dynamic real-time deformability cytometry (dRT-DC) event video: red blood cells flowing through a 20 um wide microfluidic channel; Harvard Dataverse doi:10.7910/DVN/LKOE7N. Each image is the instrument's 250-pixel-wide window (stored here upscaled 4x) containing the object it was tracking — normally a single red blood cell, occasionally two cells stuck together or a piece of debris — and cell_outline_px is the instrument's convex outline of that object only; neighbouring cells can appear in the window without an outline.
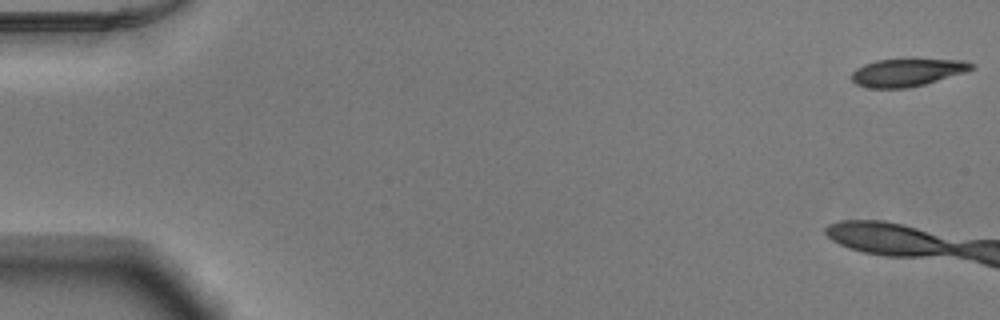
{"species": "Egyptian fruit bat (a non-hibernating species)", "species_latin": "Rousettus aegyptiacus", "temperature_condition": "warm", "stored_images_in_passage": 6, "camera_frame_rate_fps": 3000, "um_per_image_px": 0.085, "animal": {"sex": "male"}, "frame": {"image": 1, "passage_image": 1, "time_ms": 0.0, "image_size_px": [1000, 320], "cell_outline_px": [[976, 68], [964, 72], [924, 84], [908, 88], [872, 88], [856, 84], [852, 80], [852, 72], [856, 68], [864, 64], [876, 60], [912, 56], [964, 60], [972, 64]], "centroid_in_image_um": [77.13, 6.09], "position_along_channel_um": 7.9, "area_um2": 20.17}}